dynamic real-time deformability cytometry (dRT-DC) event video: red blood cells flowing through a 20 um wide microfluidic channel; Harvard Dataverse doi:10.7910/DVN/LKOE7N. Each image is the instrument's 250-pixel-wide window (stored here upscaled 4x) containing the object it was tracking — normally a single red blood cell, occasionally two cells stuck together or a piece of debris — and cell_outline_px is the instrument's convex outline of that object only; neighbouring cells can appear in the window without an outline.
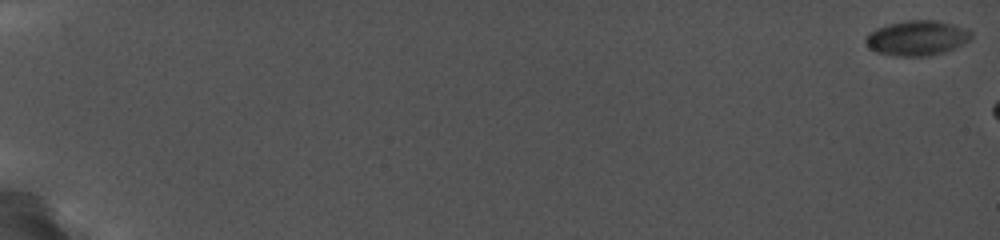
{"species": "common noctule bat (a hibernating species)", "species_latin": "Nyctalus noctula", "temperature_condition": "cold", "stored_images_in_passage": 42, "camera_frame_rate_fps": 5000, "um_per_image_px": 0.085, "animal": {"sex": "female", "body_mass_g": 19.0, "forearm_length_mm": 56.7}, "frame": {"image": 1, "passage_image": 1, "time_ms": 0.0, "image_size_px": [1000, 240], "cell_outline_px": [[972, 36], [968, 40], [944, 52], [928, 56], [896, 56], [876, 52], [868, 48], [864, 40], [868, 32], [876, 28], [888, 24], [904, 20], [936, 20], [968, 28], [972, 32]], "centroid_in_image_um": [77.9, 3.22], "position_along_channel_um": 7.1, "area_um2": 21.62}}
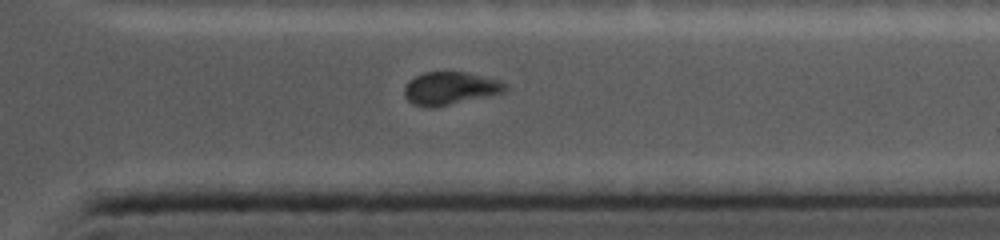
{"frame": {"image": 2, "passage_image": 37, "time_ms": 15.6, "image_size_px": [1000, 240], "cell_outline_px": [[504, 88], [496, 92], [432, 108], [416, 104], [408, 100], [404, 92], [404, 88], [416, 76], [424, 72], [460, 72], [492, 80], [504, 84]], "centroid_in_image_um": [38.08, 7.5], "position_along_channel_um": 373.3, "area_um2": 17.57}}
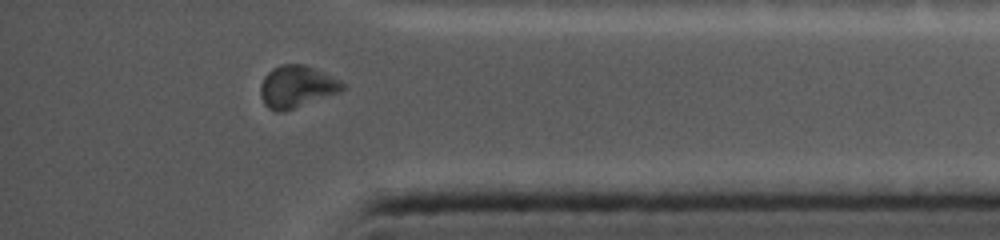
{"frame": {"image": 3, "passage_image": 39, "time_ms": 16.6, "image_size_px": [1000, 240], "cell_outline_px": [[344, 88], [292, 108], [280, 112], [276, 112], [268, 108], [264, 104], [260, 92], [260, 88], [264, 76], [268, 72], [284, 64], [304, 64], [344, 84]], "centroid_in_image_um": [25.1, 7.36], "position_along_channel_um": 410.1, "area_um2": 18.84}}